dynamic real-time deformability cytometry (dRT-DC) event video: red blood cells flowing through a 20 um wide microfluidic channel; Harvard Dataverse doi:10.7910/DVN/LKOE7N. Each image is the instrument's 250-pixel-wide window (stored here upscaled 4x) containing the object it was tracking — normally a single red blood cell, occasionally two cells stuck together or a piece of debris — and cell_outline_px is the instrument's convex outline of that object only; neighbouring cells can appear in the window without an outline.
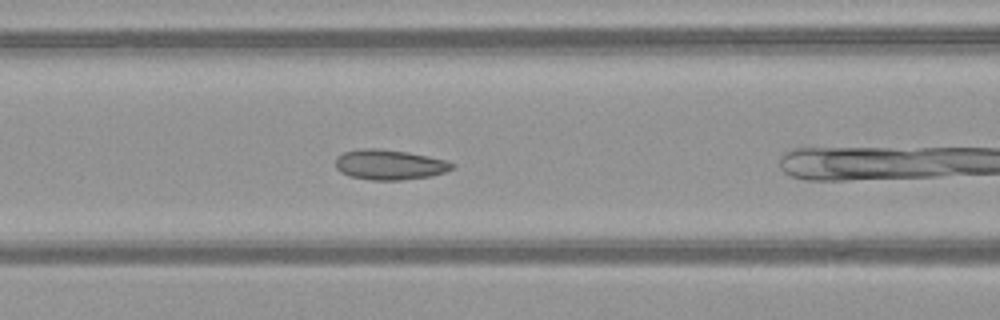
{"species": "common noctule bat (a hibernating species)", "species_latin": "Nyctalus noctula", "temperature_condition": "warm", "stored_images_in_passage": 7, "camera_frame_rate_fps": 3000, "um_per_image_px": 0.085, "animal": {"sex": "female", "body_mass_g": 21.9}, "frame": {"image": 1, "passage_image": 6, "time_ms": 1.667, "image_size_px": [1000, 320], "cell_outline_px": [[456, 168], [432, 176], [400, 180], [372, 180], [352, 176], [340, 172], [336, 168], [336, 156], [344, 152], [360, 148], [380, 148], [408, 152], [428, 156], [444, 160], [456, 164]], "centroid_in_image_um": [33.12, 13.99], "position_along_channel_um": 133.5, "area_um2": 20.58}}